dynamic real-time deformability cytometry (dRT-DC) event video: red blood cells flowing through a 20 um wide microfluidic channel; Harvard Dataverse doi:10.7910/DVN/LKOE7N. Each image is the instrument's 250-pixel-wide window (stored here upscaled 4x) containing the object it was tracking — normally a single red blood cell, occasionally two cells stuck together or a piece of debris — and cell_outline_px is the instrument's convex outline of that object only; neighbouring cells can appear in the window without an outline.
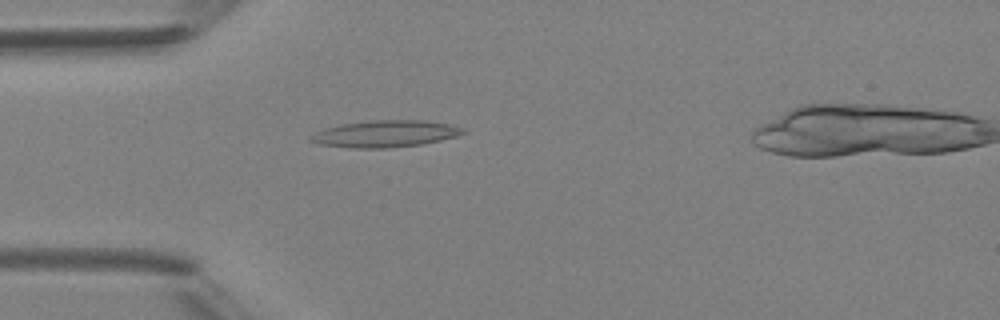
{"species": "Egyptian fruit bat (a non-hibernating species)", "species_latin": "Rousettus aegyptiacus", "temperature_condition": "room temperature", "stored_images_in_passage": 5, "camera_frame_rate_fps": 3000, "um_per_image_px": 0.085, "animal": {"sex": "female"}, "frame": {"image": 1, "passage_image": 4, "time_ms": 3.333, "image_size_px": [1000, 320], "cell_outline_px": [[468, 132], [456, 136], [440, 140], [420, 144], [388, 148], [348, 148], [320, 144], [308, 140], [308, 136], [324, 128], [344, 124], [368, 120], [424, 120], [452, 124], [464, 128]], "centroid_in_image_um": [32.75, 11.37], "position_along_channel_um": 52.3, "area_um2": 23.93}}